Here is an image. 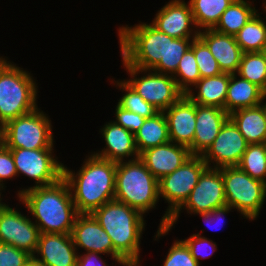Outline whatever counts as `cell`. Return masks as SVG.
<instances>
[{
	"instance_id": "5bb4252c",
	"label": "cell",
	"mask_w": 266,
	"mask_h": 266,
	"mask_svg": "<svg viewBox=\"0 0 266 266\" xmlns=\"http://www.w3.org/2000/svg\"><path fill=\"white\" fill-rule=\"evenodd\" d=\"M247 146L246 139L229 118L202 158L208 168L237 166Z\"/></svg>"
},
{
	"instance_id": "30bf717a",
	"label": "cell",
	"mask_w": 266,
	"mask_h": 266,
	"mask_svg": "<svg viewBox=\"0 0 266 266\" xmlns=\"http://www.w3.org/2000/svg\"><path fill=\"white\" fill-rule=\"evenodd\" d=\"M226 206L224 182L221 168H207L200 176L184 204L170 217L168 227H158L155 240L167 235L176 224L182 209L188 214L210 212L216 208Z\"/></svg>"
},
{
	"instance_id": "4316f807",
	"label": "cell",
	"mask_w": 266,
	"mask_h": 266,
	"mask_svg": "<svg viewBox=\"0 0 266 266\" xmlns=\"http://www.w3.org/2000/svg\"><path fill=\"white\" fill-rule=\"evenodd\" d=\"M249 0H234L230 6L223 12L218 23L213 28L215 31L235 36L239 30L253 17L257 12Z\"/></svg>"
},
{
	"instance_id": "60d3db41",
	"label": "cell",
	"mask_w": 266,
	"mask_h": 266,
	"mask_svg": "<svg viewBox=\"0 0 266 266\" xmlns=\"http://www.w3.org/2000/svg\"><path fill=\"white\" fill-rule=\"evenodd\" d=\"M101 255L96 252L79 253L76 266H109Z\"/></svg>"
},
{
	"instance_id": "d590c367",
	"label": "cell",
	"mask_w": 266,
	"mask_h": 266,
	"mask_svg": "<svg viewBox=\"0 0 266 266\" xmlns=\"http://www.w3.org/2000/svg\"><path fill=\"white\" fill-rule=\"evenodd\" d=\"M187 245L191 255L200 264V259H206L213 256V253L217 250V245L213 240L207 237L201 236L199 233L192 234L187 239H182Z\"/></svg>"
},
{
	"instance_id": "1f68e13d",
	"label": "cell",
	"mask_w": 266,
	"mask_h": 266,
	"mask_svg": "<svg viewBox=\"0 0 266 266\" xmlns=\"http://www.w3.org/2000/svg\"><path fill=\"white\" fill-rule=\"evenodd\" d=\"M119 90L125 91L123 96L118 100V105L123 109L137 113L138 115L149 118L159 112L152 104L146 102L132 87L124 80L113 82Z\"/></svg>"
},
{
	"instance_id": "4dcf8cb0",
	"label": "cell",
	"mask_w": 266,
	"mask_h": 266,
	"mask_svg": "<svg viewBox=\"0 0 266 266\" xmlns=\"http://www.w3.org/2000/svg\"><path fill=\"white\" fill-rule=\"evenodd\" d=\"M237 166L252 178L266 183V143L248 144Z\"/></svg>"
},
{
	"instance_id": "d4e9b609",
	"label": "cell",
	"mask_w": 266,
	"mask_h": 266,
	"mask_svg": "<svg viewBox=\"0 0 266 266\" xmlns=\"http://www.w3.org/2000/svg\"><path fill=\"white\" fill-rule=\"evenodd\" d=\"M263 94L264 91L257 85L240 77L236 73L230 74L225 100V111L230 114L237 109L260 105Z\"/></svg>"
},
{
	"instance_id": "ac0fdd59",
	"label": "cell",
	"mask_w": 266,
	"mask_h": 266,
	"mask_svg": "<svg viewBox=\"0 0 266 266\" xmlns=\"http://www.w3.org/2000/svg\"><path fill=\"white\" fill-rule=\"evenodd\" d=\"M229 114L216 106L196 104V127L193 143L188 147L191 155L202 156L218 136Z\"/></svg>"
},
{
	"instance_id": "f1b7e54d",
	"label": "cell",
	"mask_w": 266,
	"mask_h": 266,
	"mask_svg": "<svg viewBox=\"0 0 266 266\" xmlns=\"http://www.w3.org/2000/svg\"><path fill=\"white\" fill-rule=\"evenodd\" d=\"M243 53L261 52L266 44V22L256 13L235 35Z\"/></svg>"
},
{
	"instance_id": "7a4b0ae2",
	"label": "cell",
	"mask_w": 266,
	"mask_h": 266,
	"mask_svg": "<svg viewBox=\"0 0 266 266\" xmlns=\"http://www.w3.org/2000/svg\"><path fill=\"white\" fill-rule=\"evenodd\" d=\"M17 197L32 214L41 234H71L79 213L63 178L53 185L23 188Z\"/></svg>"
},
{
	"instance_id": "5b68a950",
	"label": "cell",
	"mask_w": 266,
	"mask_h": 266,
	"mask_svg": "<svg viewBox=\"0 0 266 266\" xmlns=\"http://www.w3.org/2000/svg\"><path fill=\"white\" fill-rule=\"evenodd\" d=\"M7 60L3 56L0 59V128L38 108L36 80L30 72Z\"/></svg>"
},
{
	"instance_id": "7c38bea8",
	"label": "cell",
	"mask_w": 266,
	"mask_h": 266,
	"mask_svg": "<svg viewBox=\"0 0 266 266\" xmlns=\"http://www.w3.org/2000/svg\"><path fill=\"white\" fill-rule=\"evenodd\" d=\"M9 149H11L18 177L22 173L35 180V185L31 187L53 185L63 177V163L54 156L53 148Z\"/></svg>"
},
{
	"instance_id": "9a60e30c",
	"label": "cell",
	"mask_w": 266,
	"mask_h": 266,
	"mask_svg": "<svg viewBox=\"0 0 266 266\" xmlns=\"http://www.w3.org/2000/svg\"><path fill=\"white\" fill-rule=\"evenodd\" d=\"M71 236L78 249L85 252H96L103 255H111V259L119 265H129L113 248L110 236L101 227L92 214H79L73 225Z\"/></svg>"
},
{
	"instance_id": "bcb514c9",
	"label": "cell",
	"mask_w": 266,
	"mask_h": 266,
	"mask_svg": "<svg viewBox=\"0 0 266 266\" xmlns=\"http://www.w3.org/2000/svg\"><path fill=\"white\" fill-rule=\"evenodd\" d=\"M262 6L264 7V8H263V9H264L263 11L266 13V4H264V5H262Z\"/></svg>"
},
{
	"instance_id": "44dd1931",
	"label": "cell",
	"mask_w": 266,
	"mask_h": 266,
	"mask_svg": "<svg viewBox=\"0 0 266 266\" xmlns=\"http://www.w3.org/2000/svg\"><path fill=\"white\" fill-rule=\"evenodd\" d=\"M99 132H101V137H103L106 146L101 151H94V155L115 163L126 161L125 159L129 157H131L130 160L140 157L136 147L134 133L126 130L112 120L104 124Z\"/></svg>"
},
{
	"instance_id": "ee69618b",
	"label": "cell",
	"mask_w": 266,
	"mask_h": 266,
	"mask_svg": "<svg viewBox=\"0 0 266 266\" xmlns=\"http://www.w3.org/2000/svg\"><path fill=\"white\" fill-rule=\"evenodd\" d=\"M265 99H266V94H263L261 104H262V106L264 107V110H265V112H266V102L264 103Z\"/></svg>"
},
{
	"instance_id": "e575fe53",
	"label": "cell",
	"mask_w": 266,
	"mask_h": 266,
	"mask_svg": "<svg viewBox=\"0 0 266 266\" xmlns=\"http://www.w3.org/2000/svg\"><path fill=\"white\" fill-rule=\"evenodd\" d=\"M162 266H200L191 255L187 245L176 239L168 250Z\"/></svg>"
},
{
	"instance_id": "8d00e7d4",
	"label": "cell",
	"mask_w": 266,
	"mask_h": 266,
	"mask_svg": "<svg viewBox=\"0 0 266 266\" xmlns=\"http://www.w3.org/2000/svg\"><path fill=\"white\" fill-rule=\"evenodd\" d=\"M32 259L27 251L0 243V266H26Z\"/></svg>"
},
{
	"instance_id": "f546056e",
	"label": "cell",
	"mask_w": 266,
	"mask_h": 266,
	"mask_svg": "<svg viewBox=\"0 0 266 266\" xmlns=\"http://www.w3.org/2000/svg\"><path fill=\"white\" fill-rule=\"evenodd\" d=\"M236 74L266 92V60L261 52L243 53Z\"/></svg>"
},
{
	"instance_id": "6da1fadb",
	"label": "cell",
	"mask_w": 266,
	"mask_h": 266,
	"mask_svg": "<svg viewBox=\"0 0 266 266\" xmlns=\"http://www.w3.org/2000/svg\"><path fill=\"white\" fill-rule=\"evenodd\" d=\"M122 59L135 68L173 75L194 38H173L151 23L140 22L118 29Z\"/></svg>"
},
{
	"instance_id": "ffe728a7",
	"label": "cell",
	"mask_w": 266,
	"mask_h": 266,
	"mask_svg": "<svg viewBox=\"0 0 266 266\" xmlns=\"http://www.w3.org/2000/svg\"><path fill=\"white\" fill-rule=\"evenodd\" d=\"M191 156L187 146L169 141L143 151L139 158L155 178L160 180L175 171Z\"/></svg>"
},
{
	"instance_id": "9c48e42d",
	"label": "cell",
	"mask_w": 266,
	"mask_h": 266,
	"mask_svg": "<svg viewBox=\"0 0 266 266\" xmlns=\"http://www.w3.org/2000/svg\"><path fill=\"white\" fill-rule=\"evenodd\" d=\"M207 168L202 156L192 155L175 171L158 180L159 197L169 204L158 227H168L170 217L184 204Z\"/></svg>"
},
{
	"instance_id": "8992f818",
	"label": "cell",
	"mask_w": 266,
	"mask_h": 266,
	"mask_svg": "<svg viewBox=\"0 0 266 266\" xmlns=\"http://www.w3.org/2000/svg\"><path fill=\"white\" fill-rule=\"evenodd\" d=\"M159 198L158 180L140 158L116 163L115 200L146 215Z\"/></svg>"
},
{
	"instance_id": "e0dca14e",
	"label": "cell",
	"mask_w": 266,
	"mask_h": 266,
	"mask_svg": "<svg viewBox=\"0 0 266 266\" xmlns=\"http://www.w3.org/2000/svg\"><path fill=\"white\" fill-rule=\"evenodd\" d=\"M78 253L71 234L43 233L33 260L43 266H76Z\"/></svg>"
},
{
	"instance_id": "ab89813d",
	"label": "cell",
	"mask_w": 266,
	"mask_h": 266,
	"mask_svg": "<svg viewBox=\"0 0 266 266\" xmlns=\"http://www.w3.org/2000/svg\"><path fill=\"white\" fill-rule=\"evenodd\" d=\"M231 210H233V208L229 207L228 205L220 207V208H216L210 212H203V213H197V215H201V217L203 218L204 222L210 226L212 224H217L219 221L221 222L222 220V224L224 225V219L223 217L229 213ZM224 215V216H223ZM219 222V223H220ZM220 226V225H218ZM212 229V228H211ZM219 229V228H218ZM215 230V229H214ZM217 230V229H216ZM220 230V229H219Z\"/></svg>"
},
{
	"instance_id": "d6986e66",
	"label": "cell",
	"mask_w": 266,
	"mask_h": 266,
	"mask_svg": "<svg viewBox=\"0 0 266 266\" xmlns=\"http://www.w3.org/2000/svg\"><path fill=\"white\" fill-rule=\"evenodd\" d=\"M163 113L167 120L170 141L189 147L194 140L196 103L184 94Z\"/></svg>"
},
{
	"instance_id": "2e32d148",
	"label": "cell",
	"mask_w": 266,
	"mask_h": 266,
	"mask_svg": "<svg viewBox=\"0 0 266 266\" xmlns=\"http://www.w3.org/2000/svg\"><path fill=\"white\" fill-rule=\"evenodd\" d=\"M155 15L151 24L170 37L197 38L199 36V29L195 28L190 4L185 0H171Z\"/></svg>"
},
{
	"instance_id": "7402d4cb",
	"label": "cell",
	"mask_w": 266,
	"mask_h": 266,
	"mask_svg": "<svg viewBox=\"0 0 266 266\" xmlns=\"http://www.w3.org/2000/svg\"><path fill=\"white\" fill-rule=\"evenodd\" d=\"M199 37L207 44L222 73H237L243 51L235 36L205 29L199 31Z\"/></svg>"
},
{
	"instance_id": "52a82bcc",
	"label": "cell",
	"mask_w": 266,
	"mask_h": 266,
	"mask_svg": "<svg viewBox=\"0 0 266 266\" xmlns=\"http://www.w3.org/2000/svg\"><path fill=\"white\" fill-rule=\"evenodd\" d=\"M226 205L249 221L260 214L266 198V183L252 178L238 166L221 168Z\"/></svg>"
},
{
	"instance_id": "ba28073f",
	"label": "cell",
	"mask_w": 266,
	"mask_h": 266,
	"mask_svg": "<svg viewBox=\"0 0 266 266\" xmlns=\"http://www.w3.org/2000/svg\"><path fill=\"white\" fill-rule=\"evenodd\" d=\"M34 111L9 121L0 128V141L7 148L46 149L54 148L52 123L47 114Z\"/></svg>"
},
{
	"instance_id": "cb8c5ba5",
	"label": "cell",
	"mask_w": 266,
	"mask_h": 266,
	"mask_svg": "<svg viewBox=\"0 0 266 266\" xmlns=\"http://www.w3.org/2000/svg\"><path fill=\"white\" fill-rule=\"evenodd\" d=\"M230 81L229 73L200 78L185 95L194 103L216 106L225 110V100ZM196 94V95H195Z\"/></svg>"
},
{
	"instance_id": "7bdbcfd3",
	"label": "cell",
	"mask_w": 266,
	"mask_h": 266,
	"mask_svg": "<svg viewBox=\"0 0 266 266\" xmlns=\"http://www.w3.org/2000/svg\"><path fill=\"white\" fill-rule=\"evenodd\" d=\"M26 266H43L38 263H36L33 259L26 265Z\"/></svg>"
},
{
	"instance_id": "74e56055",
	"label": "cell",
	"mask_w": 266,
	"mask_h": 266,
	"mask_svg": "<svg viewBox=\"0 0 266 266\" xmlns=\"http://www.w3.org/2000/svg\"><path fill=\"white\" fill-rule=\"evenodd\" d=\"M114 114L116 119L114 122L132 133L139 130L146 119L137 113L123 109L118 104L115 108Z\"/></svg>"
},
{
	"instance_id": "3957f363",
	"label": "cell",
	"mask_w": 266,
	"mask_h": 266,
	"mask_svg": "<svg viewBox=\"0 0 266 266\" xmlns=\"http://www.w3.org/2000/svg\"><path fill=\"white\" fill-rule=\"evenodd\" d=\"M116 163L94 155L88 156L77 171L63 164V179L68 183L79 214H92L114 200Z\"/></svg>"
},
{
	"instance_id": "484cf974",
	"label": "cell",
	"mask_w": 266,
	"mask_h": 266,
	"mask_svg": "<svg viewBox=\"0 0 266 266\" xmlns=\"http://www.w3.org/2000/svg\"><path fill=\"white\" fill-rule=\"evenodd\" d=\"M134 136L139 155L149 148L169 142L168 124L163 111L146 118Z\"/></svg>"
},
{
	"instance_id": "83f0119b",
	"label": "cell",
	"mask_w": 266,
	"mask_h": 266,
	"mask_svg": "<svg viewBox=\"0 0 266 266\" xmlns=\"http://www.w3.org/2000/svg\"><path fill=\"white\" fill-rule=\"evenodd\" d=\"M234 0H190L188 1L193 14L196 28L199 31L213 29L223 12Z\"/></svg>"
},
{
	"instance_id": "f35d334b",
	"label": "cell",
	"mask_w": 266,
	"mask_h": 266,
	"mask_svg": "<svg viewBox=\"0 0 266 266\" xmlns=\"http://www.w3.org/2000/svg\"><path fill=\"white\" fill-rule=\"evenodd\" d=\"M15 176H18V174L11 149L7 148L0 141V186L3 188L7 187L3 182H5L7 179L12 180Z\"/></svg>"
},
{
	"instance_id": "277c9868",
	"label": "cell",
	"mask_w": 266,
	"mask_h": 266,
	"mask_svg": "<svg viewBox=\"0 0 266 266\" xmlns=\"http://www.w3.org/2000/svg\"><path fill=\"white\" fill-rule=\"evenodd\" d=\"M92 215L110 236L114 250L128 264L141 265L140 239L145 229V215L115 199L96 209Z\"/></svg>"
},
{
	"instance_id": "836d02e7",
	"label": "cell",
	"mask_w": 266,
	"mask_h": 266,
	"mask_svg": "<svg viewBox=\"0 0 266 266\" xmlns=\"http://www.w3.org/2000/svg\"><path fill=\"white\" fill-rule=\"evenodd\" d=\"M191 48L194 51L201 78L217 76L222 73L217 60L213 57L207 44L199 36L194 38Z\"/></svg>"
},
{
	"instance_id": "4fadbf2b",
	"label": "cell",
	"mask_w": 266,
	"mask_h": 266,
	"mask_svg": "<svg viewBox=\"0 0 266 266\" xmlns=\"http://www.w3.org/2000/svg\"><path fill=\"white\" fill-rule=\"evenodd\" d=\"M39 228L18 209L5 205L0 210V243L27 251L32 256L37 250Z\"/></svg>"
},
{
	"instance_id": "8fae6325",
	"label": "cell",
	"mask_w": 266,
	"mask_h": 266,
	"mask_svg": "<svg viewBox=\"0 0 266 266\" xmlns=\"http://www.w3.org/2000/svg\"><path fill=\"white\" fill-rule=\"evenodd\" d=\"M122 62L123 67L125 66L124 68L130 76L129 80L124 79V81L146 102L152 104L159 111L168 109L184 95L172 75L135 68L127 64L123 59ZM142 73L144 75L138 77Z\"/></svg>"
},
{
	"instance_id": "7dc6e473",
	"label": "cell",
	"mask_w": 266,
	"mask_h": 266,
	"mask_svg": "<svg viewBox=\"0 0 266 266\" xmlns=\"http://www.w3.org/2000/svg\"><path fill=\"white\" fill-rule=\"evenodd\" d=\"M127 266H139V265H138V264H136V265H135V264H134V265H132V264H129V265H127Z\"/></svg>"
},
{
	"instance_id": "603a6c76",
	"label": "cell",
	"mask_w": 266,
	"mask_h": 266,
	"mask_svg": "<svg viewBox=\"0 0 266 266\" xmlns=\"http://www.w3.org/2000/svg\"><path fill=\"white\" fill-rule=\"evenodd\" d=\"M248 144L266 143V112L262 104L229 114Z\"/></svg>"
},
{
	"instance_id": "f6af8a7d",
	"label": "cell",
	"mask_w": 266,
	"mask_h": 266,
	"mask_svg": "<svg viewBox=\"0 0 266 266\" xmlns=\"http://www.w3.org/2000/svg\"><path fill=\"white\" fill-rule=\"evenodd\" d=\"M262 55L264 56L265 60H266V44L264 45V47L261 50Z\"/></svg>"
},
{
	"instance_id": "b9f144b4",
	"label": "cell",
	"mask_w": 266,
	"mask_h": 266,
	"mask_svg": "<svg viewBox=\"0 0 266 266\" xmlns=\"http://www.w3.org/2000/svg\"><path fill=\"white\" fill-rule=\"evenodd\" d=\"M3 187L0 186V210L6 205V203L2 202V198H1V194H2V191H3Z\"/></svg>"
},
{
	"instance_id": "d6a6232c",
	"label": "cell",
	"mask_w": 266,
	"mask_h": 266,
	"mask_svg": "<svg viewBox=\"0 0 266 266\" xmlns=\"http://www.w3.org/2000/svg\"><path fill=\"white\" fill-rule=\"evenodd\" d=\"M178 88L186 94L201 78L193 49L190 47L179 61L176 72L172 75Z\"/></svg>"
}]
</instances>
